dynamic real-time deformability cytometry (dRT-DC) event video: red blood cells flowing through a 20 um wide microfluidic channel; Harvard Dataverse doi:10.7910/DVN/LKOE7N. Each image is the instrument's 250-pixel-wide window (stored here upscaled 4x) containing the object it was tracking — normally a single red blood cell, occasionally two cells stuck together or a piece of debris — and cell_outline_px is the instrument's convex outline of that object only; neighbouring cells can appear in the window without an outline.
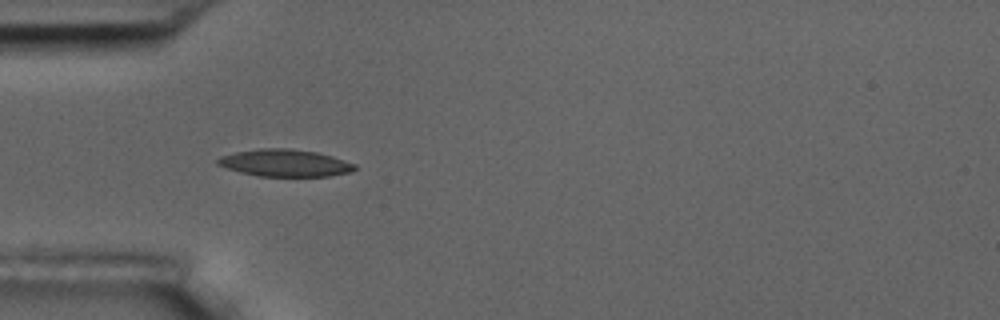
{"species": "common noctule bat (a hibernating species)", "species_latin": "Nyctalus noctula", "temperature_condition": "room temperature", "stored_images_in_passage": 6, "camera_frame_rate_fps": 3000, "um_per_image_px": 0.085, "animal": {"sex": "male", "body_mass_g": 17.5, "forearm_length_mm": 52.3}, "frame": {"image": 1, "passage_image": 5, "time_ms": 4.667, "image_size_px": [1000, 320], "cell_outline_px": [[356, 168], [352, 172], [328, 176], [256, 176], [240, 172], [216, 164], [216, 160], [220, 156], [236, 152], [260, 148], [288, 148], [316, 152], [332, 156], [356, 164]], "centroid_in_image_um": [24.22, 13.85], "position_along_channel_um": 60.8, "area_um2": 21.68}}